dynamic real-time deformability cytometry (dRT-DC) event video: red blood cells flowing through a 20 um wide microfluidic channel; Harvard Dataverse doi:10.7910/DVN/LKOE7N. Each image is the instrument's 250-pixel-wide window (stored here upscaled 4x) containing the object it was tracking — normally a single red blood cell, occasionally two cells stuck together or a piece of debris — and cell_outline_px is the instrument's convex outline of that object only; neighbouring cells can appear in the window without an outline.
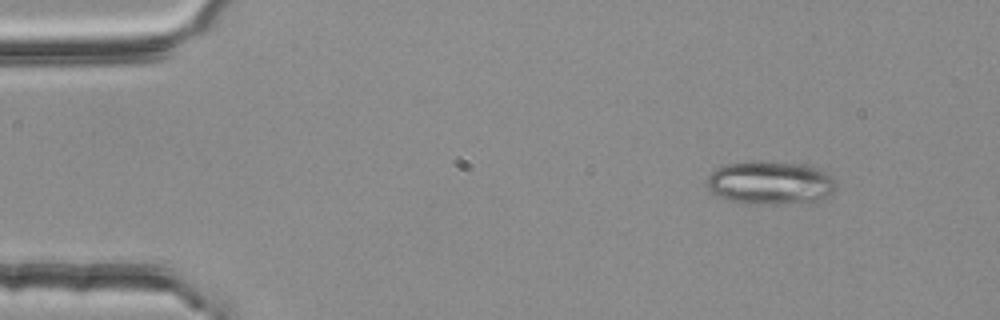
{"species": "common noctule bat (a hibernating species)", "species_latin": "Nyctalus noctula", "temperature_condition": "room temperature", "stored_images_in_passage": 3, "camera_frame_rate_fps": 3000, "um_per_image_px": 0.085, "animal": {"sex": "female", "body_mass_g": 25.1}, "frame": {"image": 1, "passage_image": 1, "time_ms": 0.0, "image_size_px": [1000, 320], "cell_outline_px": [[836, 188], [828, 196], [820, 200], [776, 204], [748, 204], [728, 200], [716, 196], [708, 188], [708, 176], [716, 168], [724, 164], [760, 160], [808, 164], [820, 168], [828, 172], [832, 176]], "centroid_in_image_um": [65.48, 15.52], "position_along_channel_um": 19.5, "area_um2": 33.12}}